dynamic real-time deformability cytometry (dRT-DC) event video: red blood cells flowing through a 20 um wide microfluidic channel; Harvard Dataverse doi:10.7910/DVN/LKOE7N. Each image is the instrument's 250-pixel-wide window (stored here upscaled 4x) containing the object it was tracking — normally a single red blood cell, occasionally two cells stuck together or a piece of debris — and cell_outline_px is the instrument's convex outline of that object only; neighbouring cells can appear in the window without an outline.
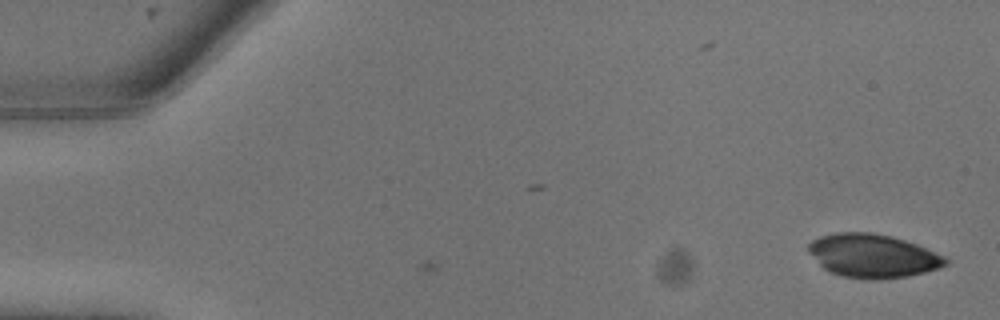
{"species": "common noctule bat (a hibernating species)", "species_latin": "Nyctalus noctula", "temperature_condition": "warm", "stored_images_in_passage": 3, "camera_frame_rate_fps": 3000, "um_per_image_px": 0.085, "animal": {"sex": "male", "body_mass_g": 13.3}, "frame": {"image": 1, "passage_image": 3, "time_ms": 0.667, "image_size_px": [1000, 320], "cell_outline_px": [[948, 264], [924, 272], [908, 276], [880, 280], [872, 280], [844, 276], [832, 272], [824, 268], [808, 252], [808, 244], [812, 240], [820, 236], [836, 232], [872, 232], [892, 236], [916, 244], [944, 256], [948, 260]], "centroid_in_image_um": [74.17, 21.74], "position_along_channel_um": 10.8, "area_um2": 34.62}}